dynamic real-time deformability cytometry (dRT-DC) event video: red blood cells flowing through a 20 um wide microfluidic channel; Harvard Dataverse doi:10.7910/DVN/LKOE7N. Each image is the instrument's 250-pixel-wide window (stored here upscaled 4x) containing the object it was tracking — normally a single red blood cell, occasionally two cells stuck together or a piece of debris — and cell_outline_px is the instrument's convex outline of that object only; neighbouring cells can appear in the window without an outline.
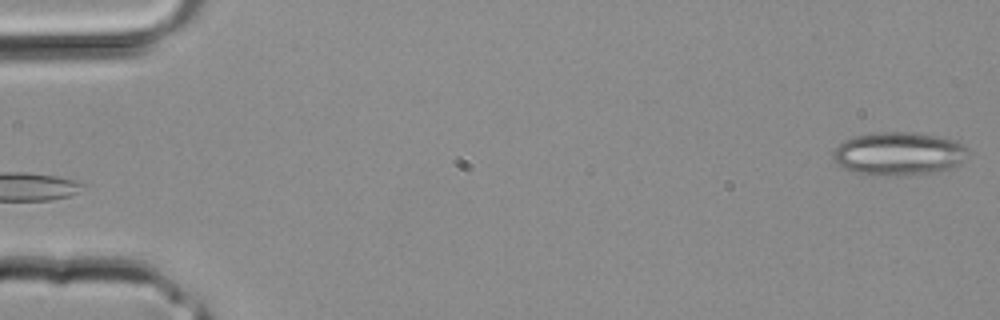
{"species": "common noctule bat (a hibernating species)", "species_latin": "Nyctalus noctula", "temperature_condition": "room temperature", "stored_images_in_passage": 2, "camera_frame_rate_fps": 3000, "um_per_image_px": 0.085, "animal": {"sex": "male", "body_mass_g": 20.4}, "frame": {"image": 1, "passage_image": 2, "time_ms": 0.333, "image_size_px": [1000, 320], "cell_outline_px": [[968, 148], [960, 164], [956, 168], [940, 172], [904, 176], [872, 176], [856, 172], [844, 168], [832, 156], [832, 152], [844, 140], [856, 136], [880, 132], [912, 132], [936, 136], [956, 140], [964, 144]], "centroid_in_image_um": [76.44, 13.09], "position_along_channel_um": 8.6, "area_um2": 34.33}}